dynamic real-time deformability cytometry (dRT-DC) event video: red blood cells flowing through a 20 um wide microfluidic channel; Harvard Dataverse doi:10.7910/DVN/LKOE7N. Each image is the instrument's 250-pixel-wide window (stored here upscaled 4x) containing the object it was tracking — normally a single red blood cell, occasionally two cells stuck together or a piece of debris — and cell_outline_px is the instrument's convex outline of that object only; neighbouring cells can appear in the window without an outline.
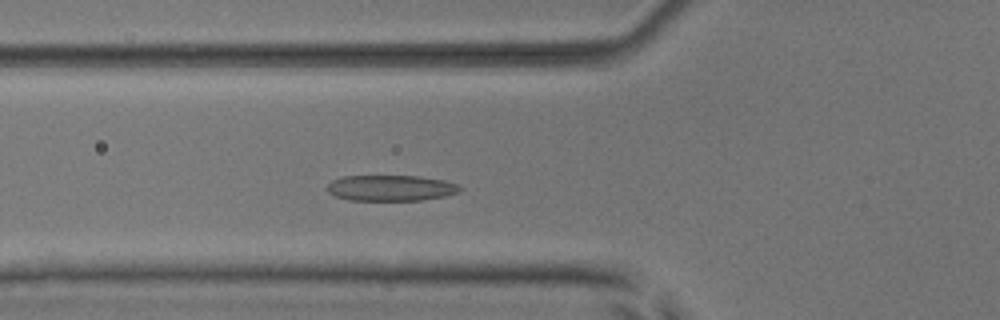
{"species": "common noctule bat (a hibernating species)", "species_latin": "Nyctalus noctula", "temperature_condition": "room temperature", "stored_images_in_passage": 49, "camera_frame_rate_fps": 3000, "um_per_image_px": 0.085, "animal": {"sex": "male", "body_mass_g": 17.9, "forearm_length_mm": 54.2}, "frame": {"image": 1, "passage_image": 15, "time_ms": 4.667, "image_size_px": [1000, 320], "cell_outline_px": [[464, 188], [460, 192], [444, 196], [420, 200], [348, 200], [336, 196], [328, 192], [328, 184], [332, 180], [344, 176], [420, 176], [444, 180], [456, 184]], "centroid_in_image_um": [33.24, 15.98], "position_along_channel_um": 92.6, "area_um2": 19.94}}
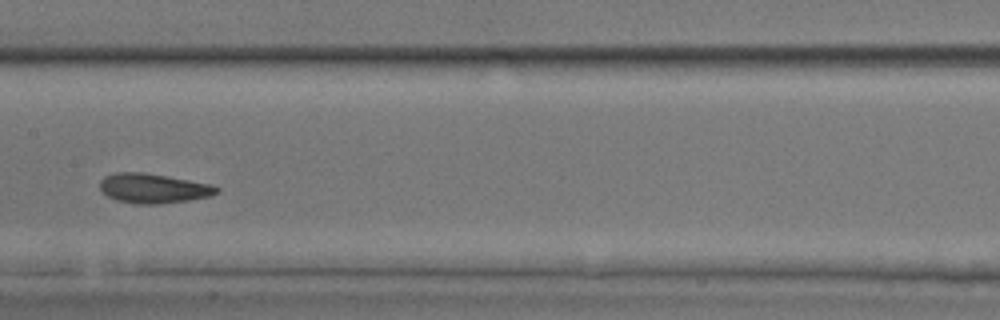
{"frame": {"image": 2, "passage_image": 23, "time_ms": 7.333, "image_size_px": [1000, 320], "cell_outline_px": [[220, 192], [208, 196], [188, 200], [160, 204], [132, 204], [116, 200], [108, 196], [100, 188], [100, 180], [104, 176], [116, 172], [144, 172], [168, 176], [212, 184], [220, 188]], "centroid_in_image_um": [13.03, 16.0], "position_along_channel_um": 194.4, "area_um2": 20.29}}
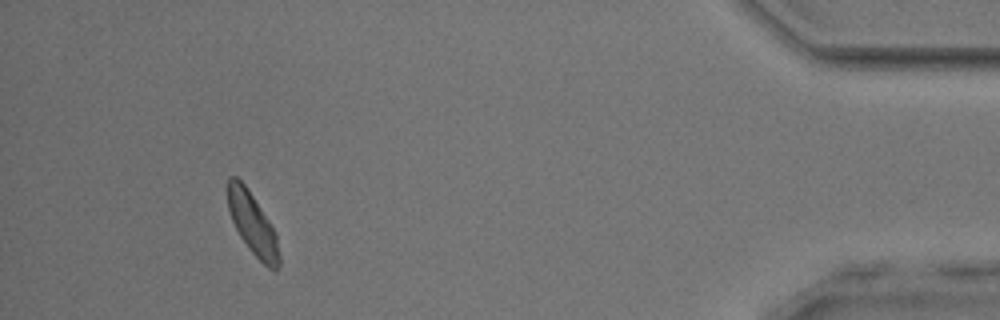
{"frame": {"image": 3, "passage_image": 45, "time_ms": 14.667, "image_size_px": [1000, 320], "cell_outline_px": [[280, 264], [276, 272], [268, 268], [248, 248], [240, 236], [232, 220], [228, 208], [228, 176], [236, 176], [244, 184], [276, 232], [280, 256]], "centroid_in_image_um": [21.49, 19.07], "position_along_channel_um": 413.7, "area_um2": 18.26}, "authors_computed_cell_mechanics": {"area_um2": 19.5364, "velocity_mm_per_s": 3.8311, "shape_relaxation_time_tau1_ms": 2.9404, "shape_relaxation_time_tau2_ms": 2.4182, "deformation_change_tau1": 0.1123, "deformation_change_tau2": 0.1091}}